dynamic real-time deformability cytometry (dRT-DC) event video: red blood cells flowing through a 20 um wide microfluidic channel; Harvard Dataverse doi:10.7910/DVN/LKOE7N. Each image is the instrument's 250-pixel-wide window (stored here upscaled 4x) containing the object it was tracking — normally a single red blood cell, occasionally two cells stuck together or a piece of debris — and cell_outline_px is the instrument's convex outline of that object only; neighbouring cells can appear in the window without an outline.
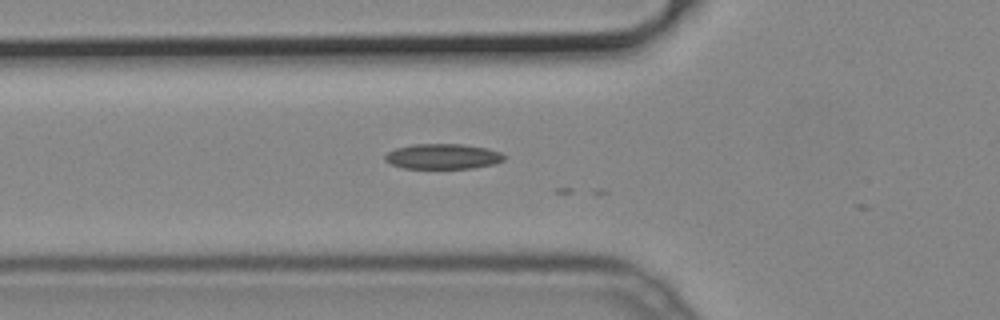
{"species": "common noctule bat (a hibernating species)", "species_latin": "Nyctalus noctula", "temperature_condition": "cold", "stored_images_in_passage": 17, "camera_frame_rate_fps": 3000, "um_per_image_px": 0.085, "animal": {"sex": "male", "body_mass_g": 19.2, "forearm_length_mm": 51.8}, "frame": {"image": 1, "passage_image": 11, "time_ms": 3.333, "image_size_px": [1000, 320], "cell_outline_px": [[504, 160], [496, 164], [472, 168], [404, 168], [392, 164], [384, 160], [384, 156], [388, 152], [396, 148], [412, 144], [464, 144], [488, 148], [500, 152], [504, 156]], "centroid_in_image_um": [37.65, 13.29], "position_along_channel_um": 88.1, "area_um2": 17.57}}
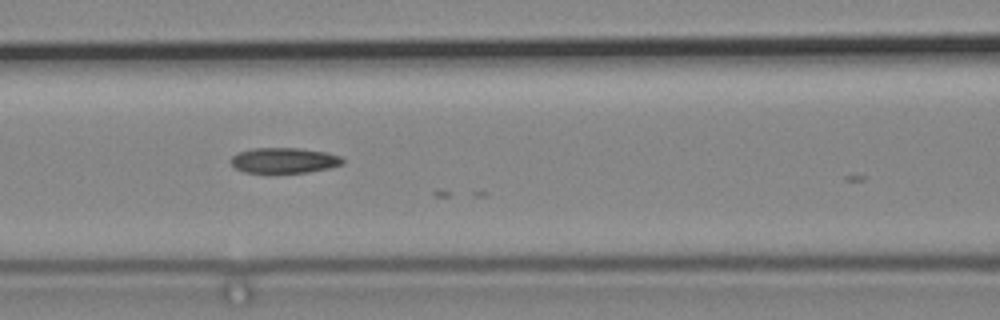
{"frame": {"image": 2, "passage_image": 15, "time_ms": 4.667, "image_size_px": [1000, 320], "cell_outline_px": [[344, 164], [328, 168], [308, 172], [244, 172], [236, 168], [232, 164], [232, 156], [236, 152], [252, 148], [300, 148], [324, 152], [340, 156], [344, 160]], "centroid_in_image_um": [24.14, 13.62], "position_along_channel_um": 142.5, "area_um2": 16.42}}